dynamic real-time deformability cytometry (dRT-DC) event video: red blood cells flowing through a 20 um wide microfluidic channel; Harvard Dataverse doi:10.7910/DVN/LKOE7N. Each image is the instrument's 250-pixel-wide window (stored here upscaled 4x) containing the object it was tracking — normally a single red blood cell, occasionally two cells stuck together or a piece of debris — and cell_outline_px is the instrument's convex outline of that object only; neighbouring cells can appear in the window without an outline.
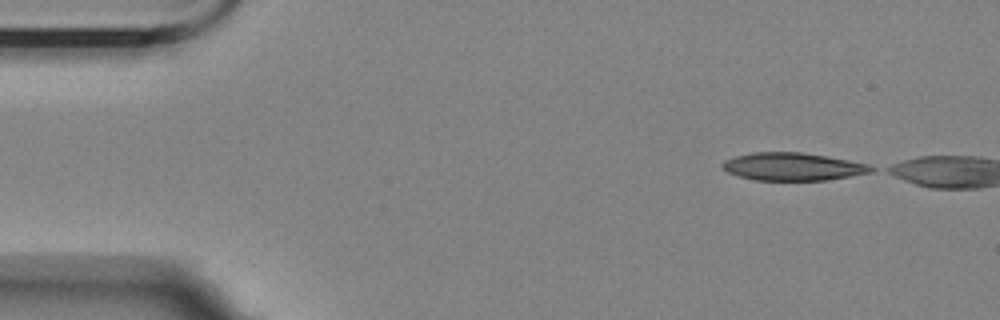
{"species": "Egyptian fruit bat (a non-hibernating species)", "species_latin": "Rousettus aegyptiacus", "temperature_condition": "room temperature", "stored_images_in_passage": 4, "camera_frame_rate_fps": 3000, "um_per_image_px": 0.085, "animal": {"sex": "female"}, "frame": {"image": 1, "passage_image": 1, "time_ms": 0.0, "image_size_px": [1000, 320], "cell_outline_px": [[876, 168], [872, 172], [824, 180], [756, 180], [740, 176], [728, 172], [720, 164], [724, 160], [736, 156], [752, 152], [800, 152], [848, 160], [868, 164]], "centroid_in_image_um": [67.37, 14.16], "position_along_channel_um": 17.6, "area_um2": 23.76}}